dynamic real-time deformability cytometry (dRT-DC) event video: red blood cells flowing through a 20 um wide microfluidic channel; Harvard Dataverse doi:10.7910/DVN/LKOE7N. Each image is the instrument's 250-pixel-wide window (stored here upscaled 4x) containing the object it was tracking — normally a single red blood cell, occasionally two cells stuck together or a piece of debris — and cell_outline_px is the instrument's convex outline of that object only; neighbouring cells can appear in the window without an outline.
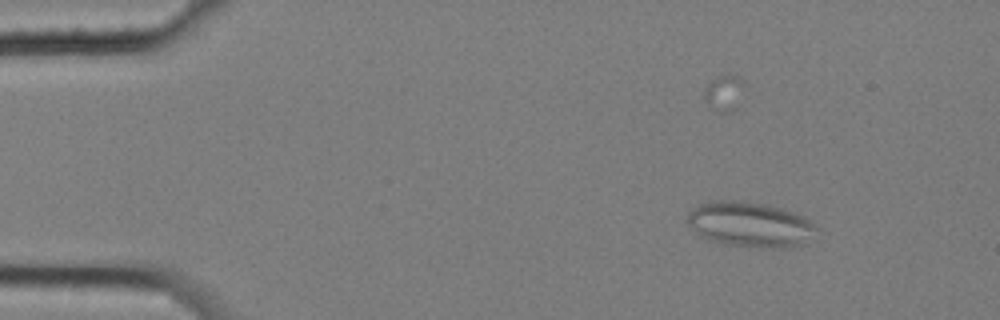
{"species": "common noctule bat (a hibernating species)", "species_latin": "Nyctalus noctula", "temperature_condition": "cold", "stored_images_in_passage": 3, "camera_frame_rate_fps": 3000, "um_per_image_px": 0.085, "animal": {"sex": "female", "body_mass_g": 25.1}, "frame": {"image": 1, "passage_image": 1, "time_ms": 0.0, "image_size_px": [1000, 320], "cell_outline_px": [[820, 228], [804, 244], [788, 248], [768, 248], [724, 244], [708, 240], [700, 236], [684, 220], [688, 212], [696, 204], [708, 200], [744, 200], [764, 204], [780, 208], [804, 216]], "centroid_in_image_um": [63.72, 19.07], "position_along_channel_um": 21.3, "area_um2": 34.62}}